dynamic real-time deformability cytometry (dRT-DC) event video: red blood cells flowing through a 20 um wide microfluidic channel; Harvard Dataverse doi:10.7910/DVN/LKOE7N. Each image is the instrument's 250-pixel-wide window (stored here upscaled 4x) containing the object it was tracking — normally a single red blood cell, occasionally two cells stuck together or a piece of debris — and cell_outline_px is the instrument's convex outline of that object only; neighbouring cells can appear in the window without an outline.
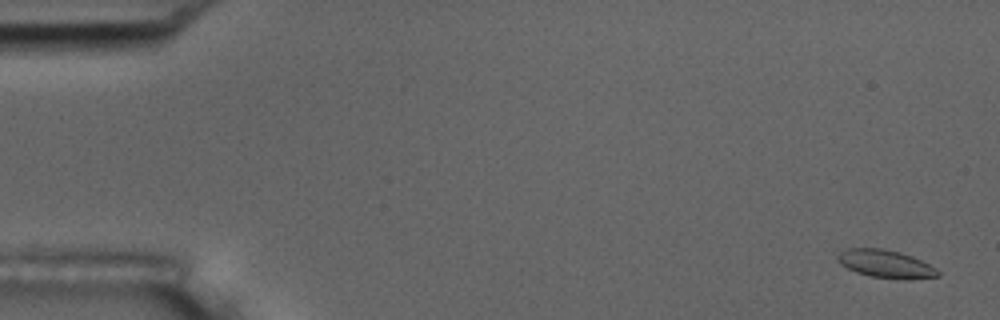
{"species": "common noctule bat (a hibernating species)", "species_latin": "Nyctalus noctula", "temperature_condition": "room temperature", "stored_images_in_passage": 19, "camera_frame_rate_fps": 3000, "um_per_image_px": 0.085, "animal": {"sex": "male", "body_mass_g": 17.5, "forearm_length_mm": 52.3}, "frame": {"image": 1, "passage_image": 3, "time_ms": 0.667, "image_size_px": [1000, 320], "cell_outline_px": [[940, 276], [868, 276], [856, 272], [840, 264], [836, 260], [836, 256], [840, 252], [848, 248], [884, 248], [900, 252], [912, 256], [936, 268], [940, 272]], "centroid_in_image_um": [75.16, 22.36], "position_along_channel_um": 9.8, "area_um2": 15.43}}
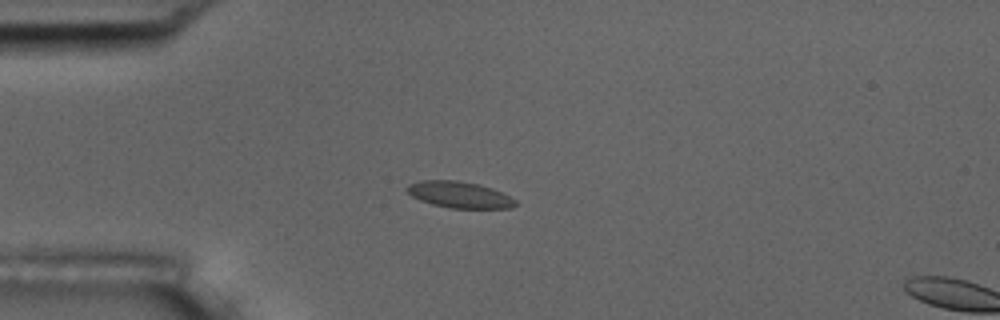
{"frame": {"image": 2, "passage_image": 16, "time_ms": 5.0, "image_size_px": [1000, 320], "cell_outline_px": [[516, 204], [512, 208], [448, 208], [432, 204], [420, 200], [412, 196], [404, 188], [408, 184], [420, 180], [456, 180], [480, 184], [492, 188], [516, 200]], "centroid_in_image_um": [39.01, 16.54], "position_along_channel_um": 46.0, "area_um2": 16.7}}